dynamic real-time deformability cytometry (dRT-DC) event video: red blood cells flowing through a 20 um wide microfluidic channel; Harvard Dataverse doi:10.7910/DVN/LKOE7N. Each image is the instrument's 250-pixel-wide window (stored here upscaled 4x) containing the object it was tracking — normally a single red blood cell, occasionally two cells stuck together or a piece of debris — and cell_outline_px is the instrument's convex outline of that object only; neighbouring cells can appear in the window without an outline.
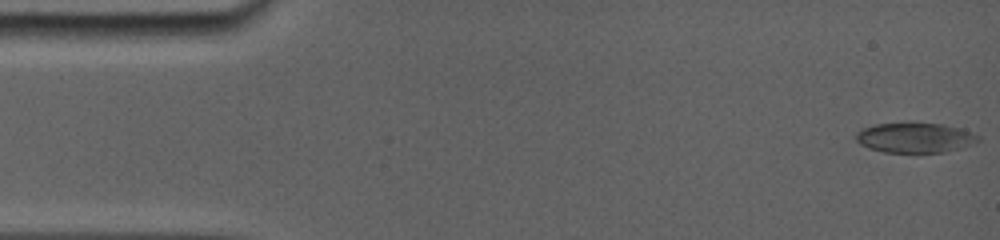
{"species": "common noctule bat (a hibernating species)", "species_latin": "Nyctalus noctula", "temperature_condition": "room temperature", "stored_images_in_passage": 14, "camera_frame_rate_fps": 5000, "um_per_image_px": 0.085, "animal": {"sex": "female", "body_mass_g": 19.0, "forearm_length_mm": 56.7}, "frame": {"image": 1, "passage_image": 1, "time_ms": 0.0, "image_size_px": [1000, 240], "cell_outline_px": [[964, 136], [932, 152], [888, 152], [872, 148], [864, 144], [856, 136], [864, 128], [876, 124], [936, 124], [956, 128], [964, 132]], "centroid_in_image_um": [77.25, 11.66], "position_along_channel_um": 7.8, "area_um2": 17.46}}
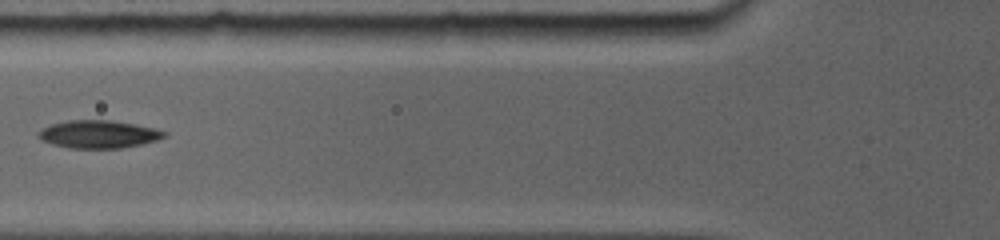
{"frame": {"image": 2, "passage_image": 10, "time_ms": 6.0, "image_size_px": [1000, 240], "cell_outline_px": [[164, 136], [156, 140], [140, 144], [120, 148], [72, 148], [56, 144], [44, 140], [40, 136], [40, 132], [44, 128], [52, 124], [68, 120], [108, 120], [132, 124], [152, 128], [164, 132]], "centroid_in_image_um": [8.38, 11.4], "position_along_channel_um": 117.4, "area_um2": 19.54}}
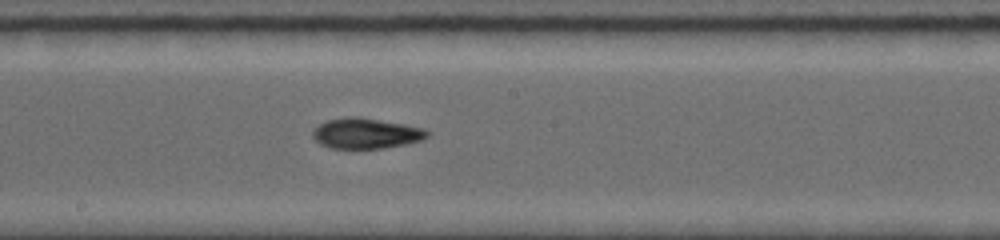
{"frame": {"image": 3, "passage_image": 14, "time_ms": 8.6, "image_size_px": [1000, 240], "cell_outline_px": [[428, 136], [420, 140], [404, 144], [380, 148], [332, 148], [320, 144], [312, 136], [312, 132], [320, 124], [328, 120], [348, 116], [360, 116], [424, 128], [428, 132]], "centroid_in_image_um": [31.09, 11.32], "position_along_channel_um": 217.1, "area_um2": 20.06}}